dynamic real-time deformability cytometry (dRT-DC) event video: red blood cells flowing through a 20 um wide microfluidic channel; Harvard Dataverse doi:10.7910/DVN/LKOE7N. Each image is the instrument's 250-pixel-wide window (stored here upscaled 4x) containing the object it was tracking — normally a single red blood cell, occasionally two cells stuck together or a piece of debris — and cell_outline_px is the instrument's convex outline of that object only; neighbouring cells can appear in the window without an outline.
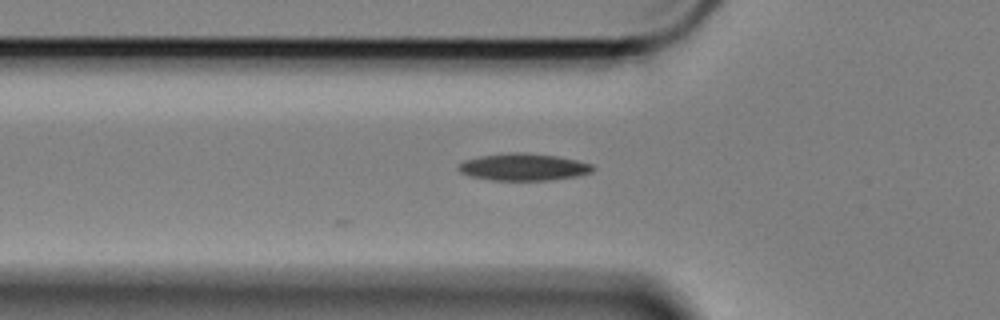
{"species": "Egyptian fruit bat (a non-hibernating species)", "species_latin": "Rousettus aegyptiacus", "temperature_condition": "cold", "stored_images_in_passage": 23, "camera_frame_rate_fps": 3000, "um_per_image_px": 0.085, "animal": {"sex": "female"}, "frame": {"image": 1, "passage_image": 2, "time_ms": 0.333, "image_size_px": [1000, 320], "cell_outline_px": [[596, 168], [592, 172], [576, 176], [552, 180], [492, 180], [472, 176], [460, 172], [456, 168], [464, 160], [480, 156], [516, 152], [524, 152], [556, 156], [576, 160], [592, 164]], "centroid_in_image_um": [44.52, 14.2], "position_along_channel_um": 81.3, "area_um2": 21.1}}
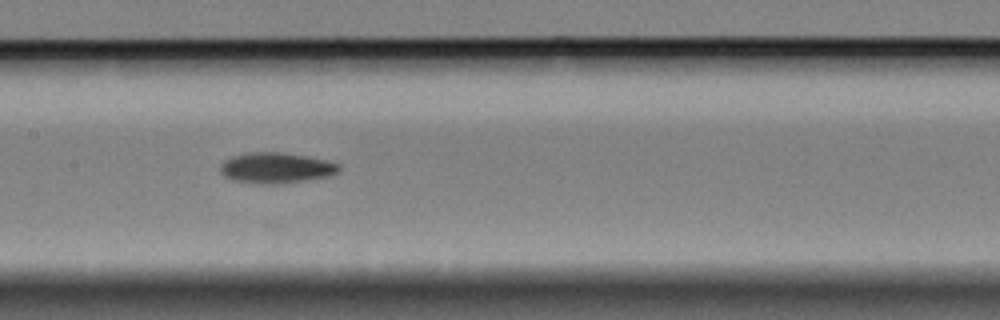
{"frame": {"image": 2, "passage_image": 11, "time_ms": 3.333, "image_size_px": [1000, 320], "cell_outline_px": [[340, 172], [328, 176], [280, 184], [260, 184], [232, 180], [224, 176], [220, 172], [220, 168], [224, 160], [232, 156], [248, 152], [280, 152], [308, 156], [340, 164]], "centroid_in_image_um": [23.45, 14.27], "position_along_channel_um": 183.9, "area_um2": 21.27}}
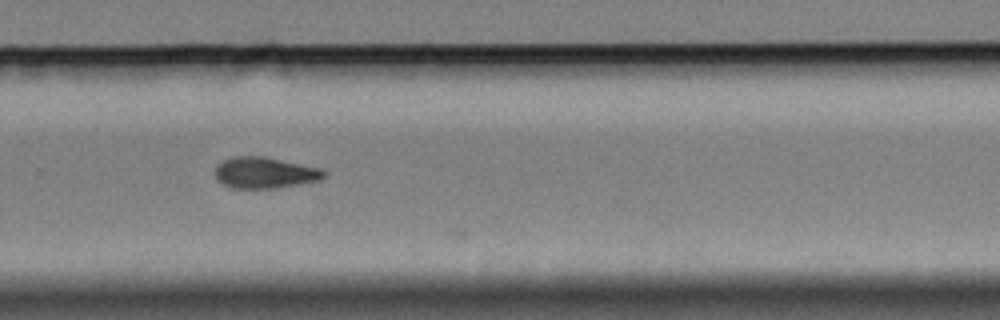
{"frame": {"image": 3, "passage_image": 22, "time_ms": 7.0, "image_size_px": [1000, 320], "cell_outline_px": [[324, 176], [320, 180], [300, 184], [276, 188], [232, 188], [216, 180], [216, 164], [232, 156], [264, 156], [320, 168], [324, 172]], "centroid_in_image_um": [22.47, 14.68], "position_along_channel_um": 307.3, "area_um2": 19.71}}